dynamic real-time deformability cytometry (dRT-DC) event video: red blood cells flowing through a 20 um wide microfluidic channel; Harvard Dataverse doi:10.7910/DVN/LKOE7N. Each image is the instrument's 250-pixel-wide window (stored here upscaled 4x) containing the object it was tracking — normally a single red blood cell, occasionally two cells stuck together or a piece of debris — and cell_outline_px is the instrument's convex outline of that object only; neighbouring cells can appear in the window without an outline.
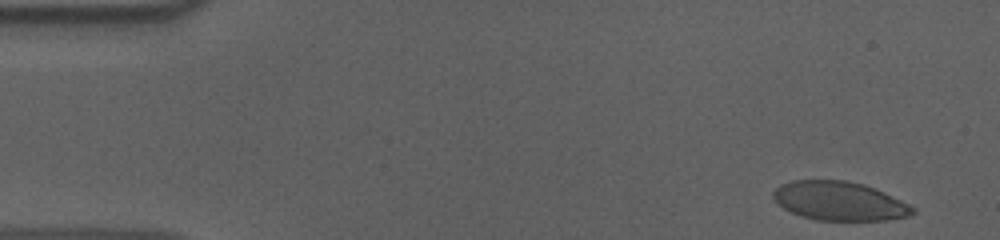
{"species": "human", "species_latin": "Homo sapiens", "temperature_condition": "cold", "stored_images_in_passage": 54, "camera_frame_rate_fps": 3000, "um_per_image_px": 0.085, "donor": {"sex": "male"}, "frame": {"image": 1, "passage_image": 2, "time_ms": 0.333, "image_size_px": [1000, 240], "cell_outline_px": [[916, 212], [908, 216], [884, 220], [816, 220], [800, 216], [776, 204], [772, 196], [772, 192], [780, 184], [792, 180], [844, 180], [864, 184], [900, 200], [916, 208]], "centroid_in_image_um": [71.3, 17.08], "position_along_channel_um": 13.7, "area_um2": 31.56}}
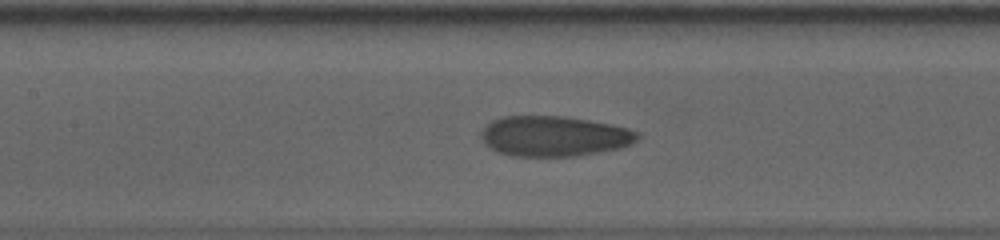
{"frame": {"image": 2, "passage_image": 24, "time_ms": 7.667, "image_size_px": [1000, 240], "cell_outline_px": [[640, 136], [632, 144], [620, 148], [576, 156], [512, 156], [496, 152], [484, 144], [480, 136], [480, 132], [492, 120], [500, 116], [564, 116], [588, 120], [628, 128], [640, 132]], "centroid_in_image_um": [47.07, 11.57], "position_along_channel_um": 160.3, "area_um2": 36.93}}
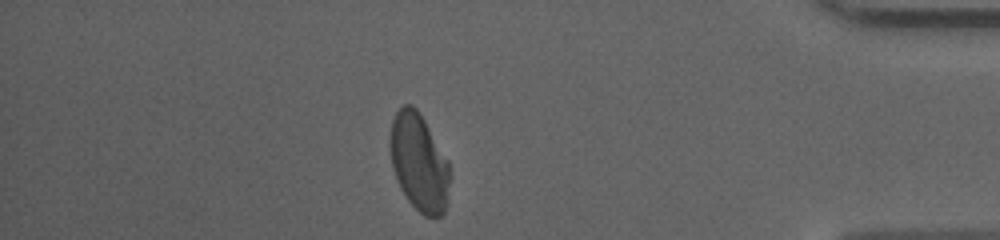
{"frame": {"image": 3, "passage_image": 47, "time_ms": 15.333, "image_size_px": [1000, 240], "cell_outline_px": [[448, 184], [444, 212], [440, 216], [424, 216], [408, 200], [400, 188], [396, 180], [392, 168], [388, 144], [388, 140], [392, 120], [396, 112], [404, 104], [412, 104], [420, 112], [448, 160]], "centroid_in_image_um": [35.56, 13.75], "position_along_channel_um": 399.6, "area_um2": 33.87}, "authors_computed_cell_mechanics": {"area_um2": 36.0094, "velocity_mm_per_s": 3.6203, "shape_relaxation_time_tau1_ms": 6.587, "shape_relaxation_time_tau2_ms": 1.5104, "deformation_change_tau1": 0.1907, "deformation_change_tau2": 0.0651}}